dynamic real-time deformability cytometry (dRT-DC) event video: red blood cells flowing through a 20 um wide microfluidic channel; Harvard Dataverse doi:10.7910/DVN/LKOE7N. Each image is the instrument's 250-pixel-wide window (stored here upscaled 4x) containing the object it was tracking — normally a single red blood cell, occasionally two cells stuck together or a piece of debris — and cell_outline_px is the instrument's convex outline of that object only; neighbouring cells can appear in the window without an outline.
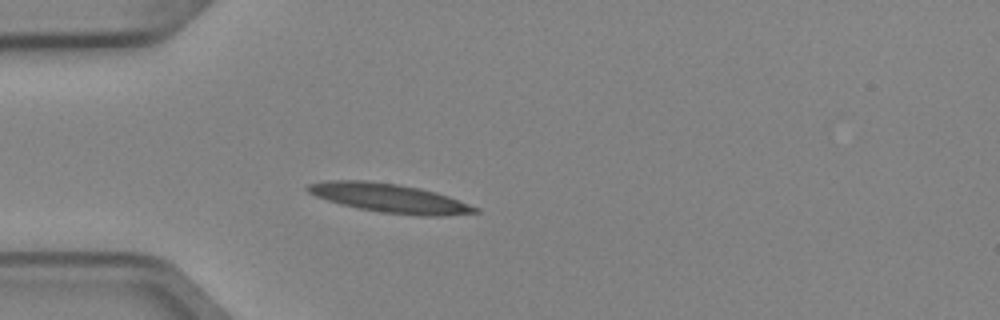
{"species": "Egyptian fruit bat (a non-hibernating species)", "species_latin": "Rousettus aegyptiacus", "temperature_condition": "cold", "stored_images_in_passage": 3, "camera_frame_rate_fps": 3000, "um_per_image_px": 0.085, "animal": {"sex": "female"}, "frame": {"image": 1, "passage_image": 3, "time_ms": 0.667, "image_size_px": [1000, 320], "cell_outline_px": [[480, 212], [440, 216], [420, 216], [380, 212], [340, 204], [316, 196], [308, 192], [304, 188], [308, 184], [324, 180], [368, 180], [396, 184], [420, 188], [436, 192], [448, 196], [480, 208]], "centroid_in_image_um": [33.09, 16.83], "position_along_channel_um": 51.9, "area_um2": 28.21}}